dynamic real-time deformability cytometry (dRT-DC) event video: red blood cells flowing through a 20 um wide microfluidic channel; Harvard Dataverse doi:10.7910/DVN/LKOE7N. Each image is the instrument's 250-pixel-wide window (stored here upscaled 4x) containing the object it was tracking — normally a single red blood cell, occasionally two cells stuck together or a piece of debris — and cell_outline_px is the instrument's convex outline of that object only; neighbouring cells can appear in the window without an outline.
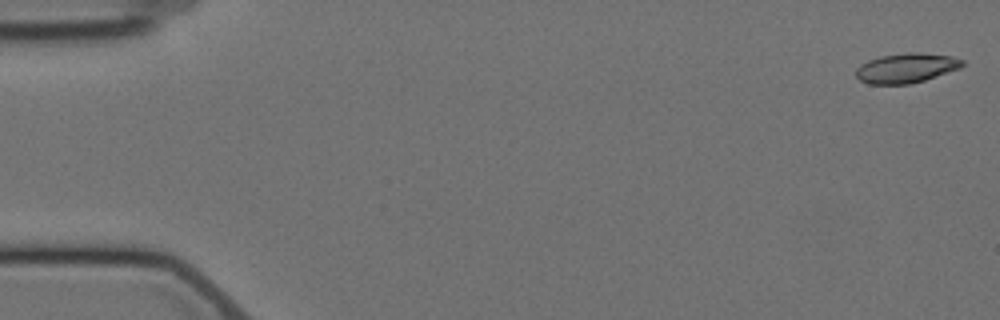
{"species": "Egyptian fruit bat (a non-hibernating species)", "species_latin": "Rousettus aegyptiacus", "temperature_condition": "cold", "stored_images_in_passage": 57, "camera_frame_rate_fps": 3000, "um_per_image_px": 0.085, "animal": {"sex": "female"}, "frame": {"image": 1, "passage_image": 1, "time_ms": 0.0, "image_size_px": [1000, 320], "cell_outline_px": [[964, 64], [960, 68], [924, 80], [908, 84], [868, 84], [860, 80], [856, 76], [856, 68], [860, 64], [868, 60], [880, 56], [908, 52], [920, 52], [952, 56], [964, 60]], "centroid_in_image_um": [77.02, 5.77], "position_along_channel_um": 8.0, "area_um2": 18.44}}
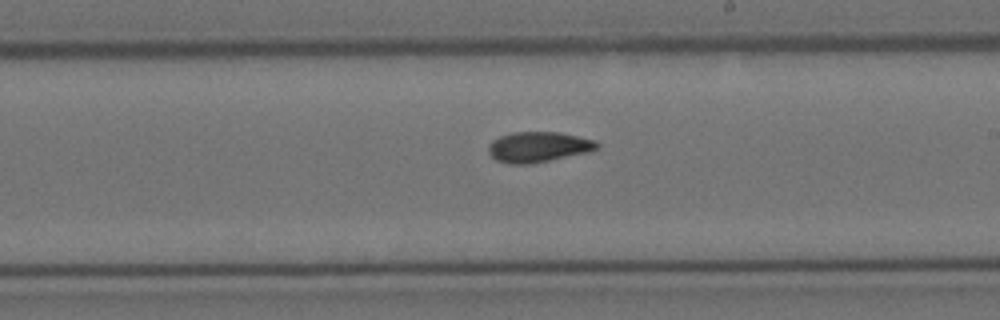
{"frame": {"image": 2, "passage_image": 33, "time_ms": 10.667, "image_size_px": [1000, 320], "cell_outline_px": [[600, 148], [592, 152], [532, 164], [508, 164], [496, 160], [488, 152], [488, 144], [492, 140], [500, 136], [512, 132], [560, 132], [596, 140], [600, 144]], "centroid_in_image_um": [45.8, 12.5], "position_along_channel_um": 243.2, "area_um2": 19.71}}
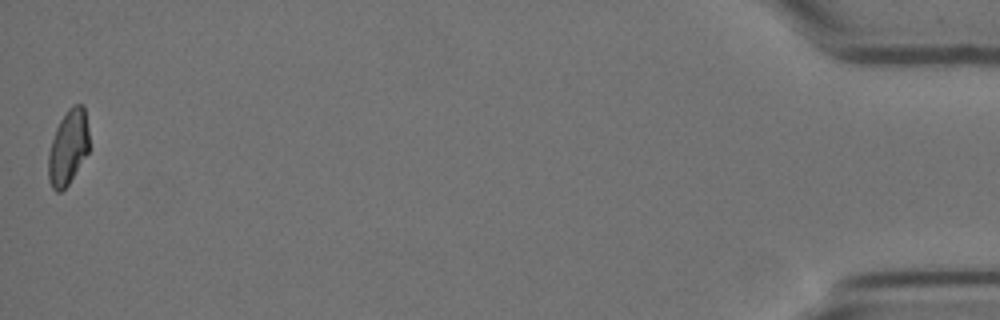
{"frame": {"image": 3, "passage_image": 57, "time_ms": 18.667, "image_size_px": [1000, 320], "cell_outline_px": [[88, 152], [68, 184], [60, 192], [56, 192], [52, 188], [48, 180], [48, 152], [56, 128], [60, 120], [68, 108], [72, 104], [84, 104], [88, 128]], "centroid_in_image_um": [5.78, 12.5], "position_along_channel_um": 429.4, "area_um2": 17.8}, "authors_computed_cell_mechanics": {"area_um2": 18.9584, "velocity_mm_per_s": 3.5102, "shape_relaxation_time_tau1_ms": 9.8932, "shape_relaxation_time_tau2_ms": 3.5211, "deformation_change_tau1": 0.2214, "deformation_change_tau2": 0.0867}}